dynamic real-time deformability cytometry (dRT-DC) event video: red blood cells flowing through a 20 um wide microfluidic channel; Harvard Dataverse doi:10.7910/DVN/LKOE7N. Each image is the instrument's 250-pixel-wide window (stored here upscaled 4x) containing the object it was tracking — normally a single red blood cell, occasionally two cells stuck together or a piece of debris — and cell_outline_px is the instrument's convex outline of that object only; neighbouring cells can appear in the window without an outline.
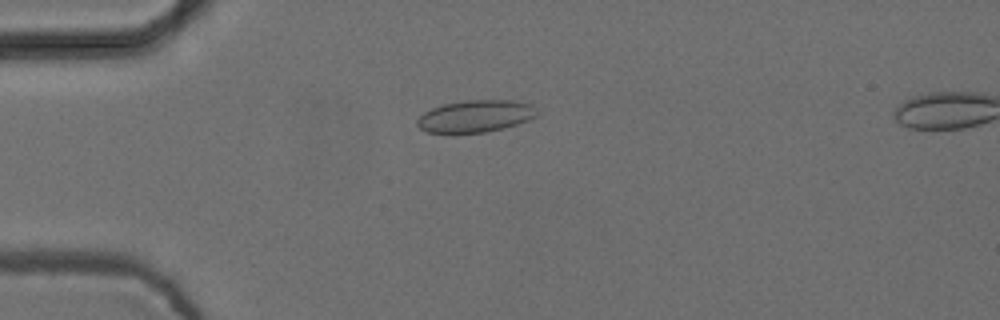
{"species": "common noctule bat (a hibernating species)", "species_latin": "Nyctalus noctula", "temperature_condition": "cold", "stored_images_in_passage": 42, "camera_frame_rate_fps": 3000, "um_per_image_px": 0.085, "animal": {"sex": "female", "body_mass_g": 24.6, "forearm_length_mm": 56.2}, "frame": {"image": 1, "passage_image": 10, "time_ms": 3.0, "image_size_px": [1000, 320], "cell_outline_px": [[536, 116], [528, 120], [504, 128], [484, 132], [452, 136], [424, 132], [416, 124], [416, 120], [424, 112], [432, 108], [444, 104], [468, 100], [516, 100], [532, 104], [536, 112]], "centroid_in_image_um": [40.34, 9.92], "position_along_channel_um": 44.7, "area_um2": 23.06}}
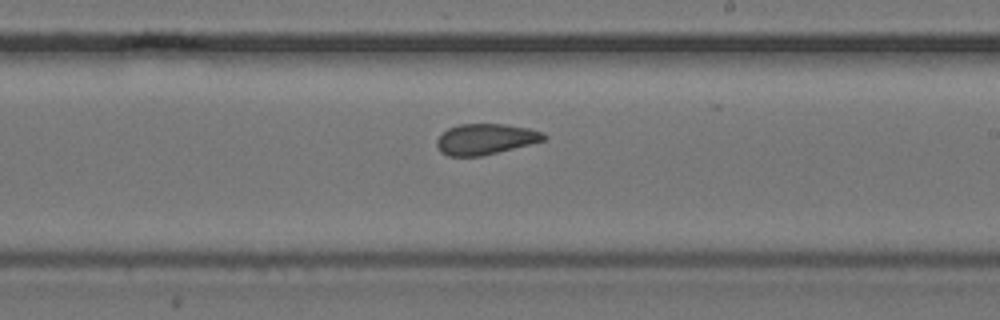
{"frame": {"image": 2, "passage_image": 28, "time_ms": 9.0, "image_size_px": [1000, 320], "cell_outline_px": [[548, 136], [544, 140], [480, 156], [448, 156], [440, 152], [436, 144], [436, 140], [448, 128], [460, 124], [504, 124], [528, 128], [544, 132]], "centroid_in_image_um": [41.24, 11.82], "position_along_channel_um": 247.8, "area_um2": 18.96}}
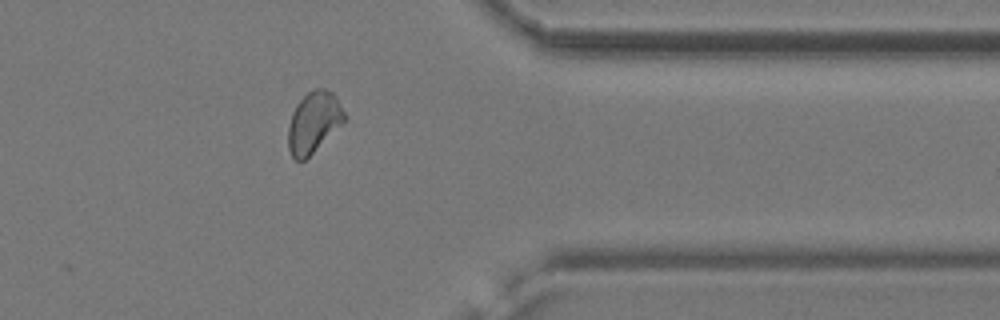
{"frame": {"image": 3, "passage_image": 40, "time_ms": 13.0, "image_size_px": [1000, 320], "cell_outline_px": [[348, 120], [304, 160], [296, 160], [292, 156], [288, 148], [288, 124], [292, 112], [296, 104], [312, 88], [324, 88], [332, 92], [336, 96], [348, 116]], "centroid_in_image_um": [26.7, 10.37], "position_along_channel_um": 384.7, "area_um2": 20.35}, "authors_computed_cell_mechanics": {"area_um2": 20.2878, "velocity_mm_per_s": 3.742, "shape_relaxation_time_tau1_ms": null, "shape_relaxation_time_tau2_ms": 1.2485, "deformation_change_tau1": null, "deformation_change_tau2": 0.0491}}